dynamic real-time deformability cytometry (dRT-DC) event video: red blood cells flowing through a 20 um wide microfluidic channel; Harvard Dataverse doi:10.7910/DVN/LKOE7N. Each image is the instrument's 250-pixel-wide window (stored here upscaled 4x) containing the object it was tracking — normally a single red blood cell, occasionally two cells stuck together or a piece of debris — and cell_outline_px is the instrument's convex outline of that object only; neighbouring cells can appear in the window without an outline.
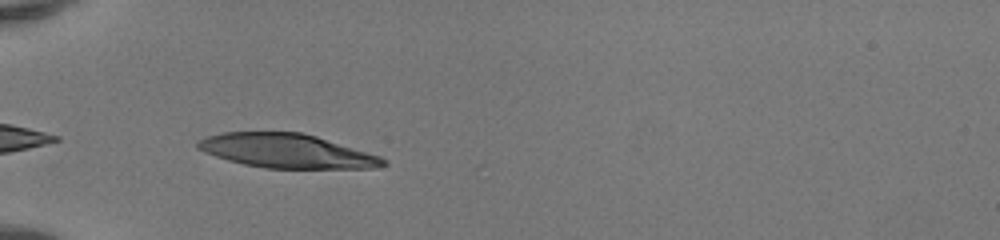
{"species": "human", "species_latin": "Homo sapiens", "temperature_condition": "room temperature", "stored_images_in_passage": 34, "camera_frame_rate_fps": 3000, "um_per_image_px": 0.085, "donor": {"sex": "female"}, "frame": {"image": 1, "passage_image": 1, "time_ms": 0.0, "image_size_px": [1000, 240], "cell_outline_px": [[388, 164], [376, 168], [264, 168], [244, 164], [228, 160], [204, 152], [196, 148], [196, 140], [208, 136], [224, 132], [300, 132], [316, 136], [380, 156], [388, 160]], "centroid_in_image_um": [24.36, 12.83], "position_along_channel_um": 60.6, "area_um2": 36.7}}
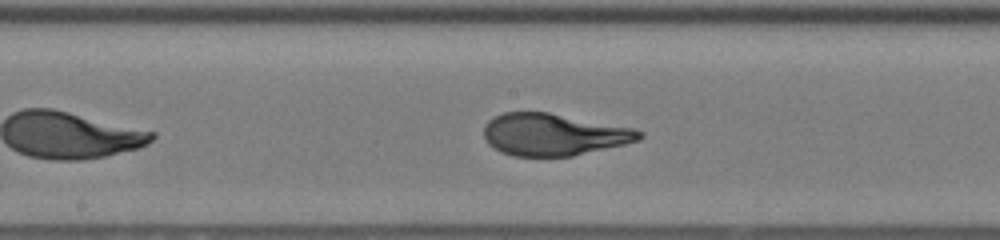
{"frame": {"image": 2, "passage_image": 12, "time_ms": 3.667, "image_size_px": [1000, 240], "cell_outline_px": [[644, 136], [640, 140], [624, 144], [572, 156], [512, 156], [500, 152], [488, 144], [484, 136], [484, 124], [488, 120], [504, 112], [548, 112], [632, 128], [644, 132]], "centroid_in_image_um": [47.03, 11.44], "position_along_channel_um": 201.2, "area_um2": 37.97}}
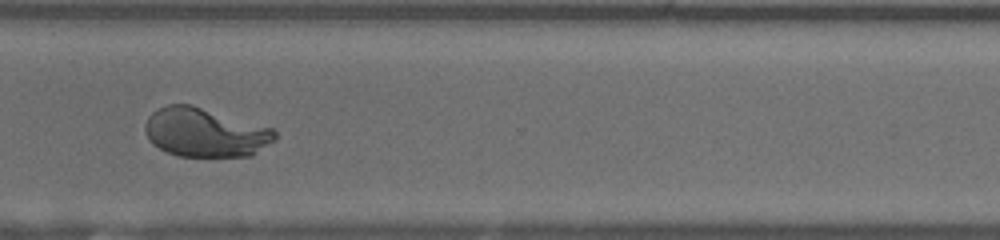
{"frame": {"image": 3, "passage_image": 23, "time_ms": 7.333, "image_size_px": [1000, 240], "cell_outline_px": [[276, 140], [252, 156], [176, 156], [152, 144], [144, 128], [144, 124], [148, 116], [152, 112], [168, 104], [192, 104], [272, 128], [276, 132]], "centroid_in_image_um": [17.44, 11.26], "position_along_channel_um": 353.2, "area_um2": 37.11}, "authors_computed_cell_mechanics": {"area_um2": 38.4081, "velocity_mm_per_s": 4.1537, "shape_relaxation_time_tau1_ms": 3.9418, "shape_relaxation_time_tau2_ms": null, "deformation_change_tau1": 0.2473, "deformation_change_tau2": null}}